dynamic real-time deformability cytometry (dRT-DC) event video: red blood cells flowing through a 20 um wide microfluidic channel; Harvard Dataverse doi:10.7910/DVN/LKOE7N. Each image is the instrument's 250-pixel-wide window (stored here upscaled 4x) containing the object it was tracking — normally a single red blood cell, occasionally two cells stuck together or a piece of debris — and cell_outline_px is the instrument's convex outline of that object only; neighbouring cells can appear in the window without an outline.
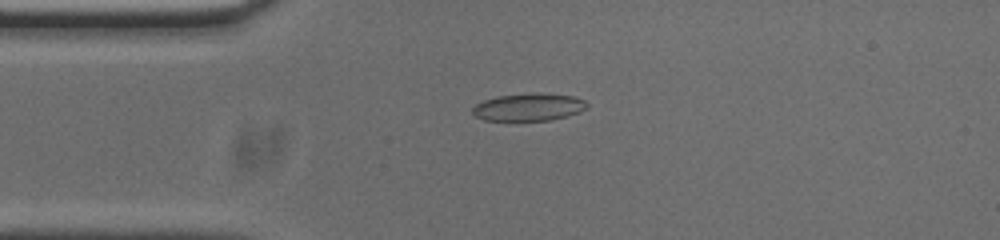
{"species": "common noctule bat (a hibernating species)", "species_latin": "Nyctalus noctula", "temperature_condition": "cold", "stored_images_in_passage": 53, "camera_frame_rate_fps": 3000, "um_per_image_px": 0.085, "animal": {"sex": "male", "body_mass_g": 20.0, "forearm_length_mm": 53.3}, "frame": {"image": 1, "passage_image": 12, "time_ms": 3.667, "image_size_px": [1000, 240], "cell_outline_px": [[588, 104], [580, 112], [568, 116], [552, 120], [484, 120], [476, 116], [472, 112], [472, 108], [476, 104], [484, 100], [496, 96], [532, 92], [536, 92], [572, 96], [584, 100]], "centroid_in_image_um": [44.93, 9.09], "position_along_channel_um": 40.1, "area_um2": 18.38}}
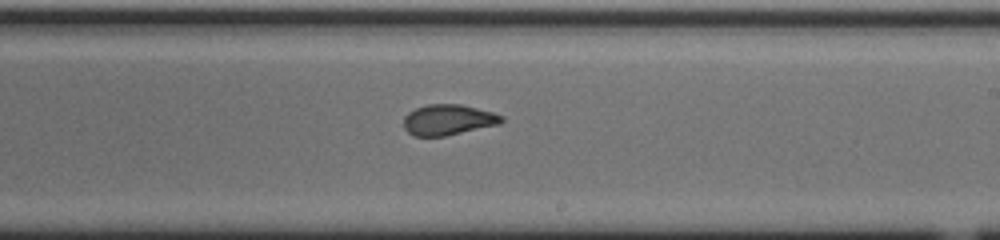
{"frame": {"image": 2, "passage_image": 30, "time_ms": 9.667, "image_size_px": [1000, 240], "cell_outline_px": [[504, 120], [500, 124], [444, 136], [412, 136], [404, 128], [404, 116], [408, 112], [416, 108], [428, 104], [460, 104], [492, 112], [504, 116]], "centroid_in_image_um": [38.08, 10.18], "position_along_channel_um": 250.9, "area_um2": 17.46}}
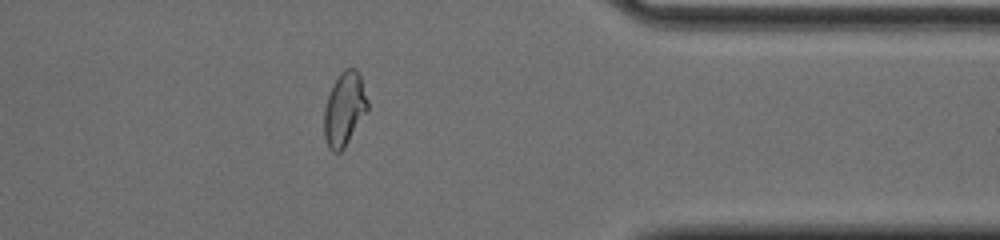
{"frame": {"image": 3, "passage_image": 42, "time_ms": 13.667, "image_size_px": [1000, 240], "cell_outline_px": [[368, 108], [344, 148], [340, 152], [332, 152], [328, 148], [324, 136], [324, 108], [332, 84], [340, 72], [344, 68], [356, 68], [360, 72], [368, 100]], "centroid_in_image_um": [29.26, 9.23], "position_along_channel_um": 382.1, "area_um2": 18.79}, "authors_computed_cell_mechanics": {"area_um2": 18.0914, "velocity_mm_per_s": 3.7839, "shape_relaxation_time_tau1_ms": 6.9886, "shape_relaxation_time_tau2_ms": 0.9444, "deformation_change_tau1": 0.1858, "deformation_change_tau2": 0.0746}}